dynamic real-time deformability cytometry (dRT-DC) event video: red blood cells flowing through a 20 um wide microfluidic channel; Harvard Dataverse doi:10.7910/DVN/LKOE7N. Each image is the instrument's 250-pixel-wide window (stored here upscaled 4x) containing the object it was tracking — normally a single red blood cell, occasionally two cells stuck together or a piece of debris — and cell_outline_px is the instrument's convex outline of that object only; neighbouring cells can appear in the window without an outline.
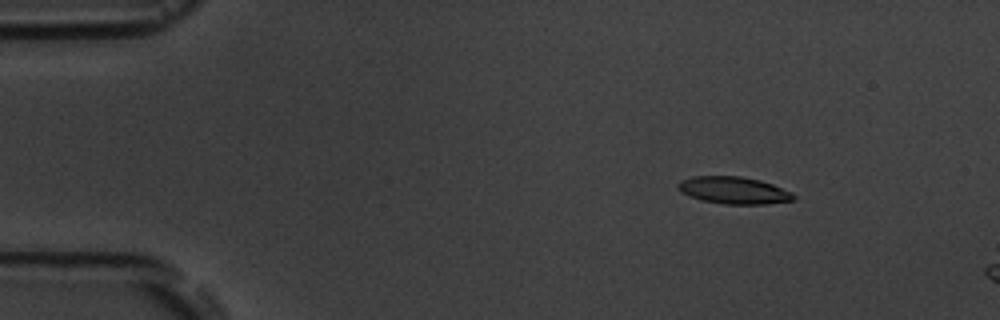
{"species": "common noctule bat (a hibernating species)", "species_latin": "Nyctalus noctula", "temperature_condition": "room temperature", "stored_images_in_passage": 4, "camera_frame_rate_fps": 3000, "um_per_image_px": 0.085, "animal": {"sex": "male", "body_mass_g": 19.5, "forearm_length_mm": 54.6}, "frame": {"image": 1, "passage_image": 3, "time_ms": 2.333, "image_size_px": [1000, 320], "cell_outline_px": [[796, 200], [764, 204], [724, 204], [700, 200], [684, 192], [680, 188], [680, 180], [692, 176], [740, 176], [760, 180], [772, 184], [792, 192], [796, 196]], "centroid_in_image_um": [62.44, 16.18], "position_along_channel_um": 22.6, "area_um2": 18.09}}